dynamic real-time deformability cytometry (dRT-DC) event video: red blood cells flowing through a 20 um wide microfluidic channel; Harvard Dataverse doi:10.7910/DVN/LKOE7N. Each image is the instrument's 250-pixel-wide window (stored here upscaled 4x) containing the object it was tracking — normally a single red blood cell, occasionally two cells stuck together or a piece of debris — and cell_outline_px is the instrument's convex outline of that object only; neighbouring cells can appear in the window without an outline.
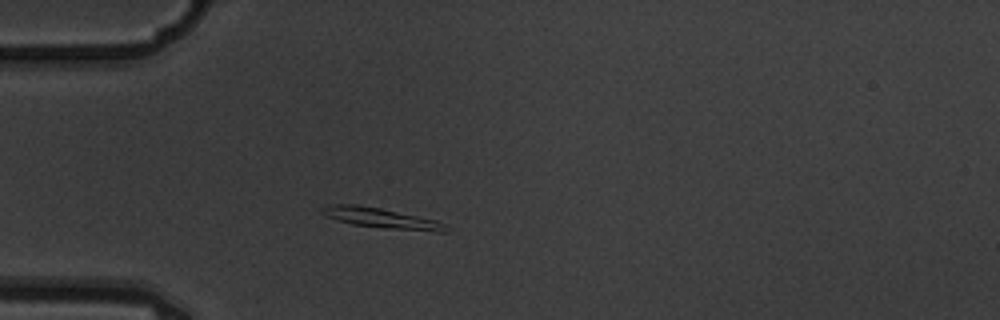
{"species": "common noctule bat (a hibernating species)", "species_latin": "Nyctalus noctula", "temperature_condition": "warm", "stored_images_in_passage": 1, "camera_frame_rate_fps": 3000, "um_per_image_px": 0.085, "animal": {"sex": "male", "body_mass_g": 19.5, "forearm_length_mm": 54.6}, "frame": {"image": 1, "passage_image": 1, "time_ms": 0.0, "image_size_px": [1000, 320], "cell_outline_px": [[448, 232], [436, 232], [384, 228], [352, 224], [324, 216], [320, 212], [320, 208], [332, 204], [356, 204], [380, 208], [436, 220], [444, 224]], "centroid_in_image_um": [32.36, 18.54], "position_along_channel_um": 52.6, "area_um2": 14.51}}